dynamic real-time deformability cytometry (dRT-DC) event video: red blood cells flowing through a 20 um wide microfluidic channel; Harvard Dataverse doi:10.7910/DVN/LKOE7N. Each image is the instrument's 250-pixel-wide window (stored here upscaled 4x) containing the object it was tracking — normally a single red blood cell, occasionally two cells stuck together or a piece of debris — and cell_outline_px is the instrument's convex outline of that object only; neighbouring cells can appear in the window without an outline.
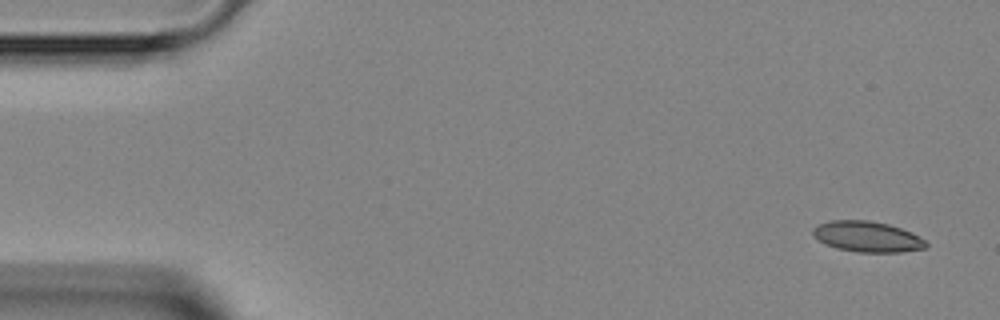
{"species": "Egyptian fruit bat (a non-hibernating species)", "species_latin": "Rousettus aegyptiacus", "temperature_condition": "room temperature", "stored_images_in_passage": 3, "segment_of_instrument_passage": [2, 2], "camera_frame_rate_fps": 3000, "um_per_image_px": 0.085, "animal": {"sex": "female"}, "frame": {"image": 1, "passage_image": 3, "time_ms": 2.333, "image_size_px": [1000, 320], "cell_outline_px": [[928, 248], [900, 252], [860, 252], [836, 248], [824, 244], [812, 236], [812, 228], [816, 224], [832, 220], [868, 220], [888, 224], [912, 232], [924, 240], [928, 244]], "centroid_in_image_um": [73.68, 20.11], "position_along_channel_um": 11.3, "area_um2": 20.4}}